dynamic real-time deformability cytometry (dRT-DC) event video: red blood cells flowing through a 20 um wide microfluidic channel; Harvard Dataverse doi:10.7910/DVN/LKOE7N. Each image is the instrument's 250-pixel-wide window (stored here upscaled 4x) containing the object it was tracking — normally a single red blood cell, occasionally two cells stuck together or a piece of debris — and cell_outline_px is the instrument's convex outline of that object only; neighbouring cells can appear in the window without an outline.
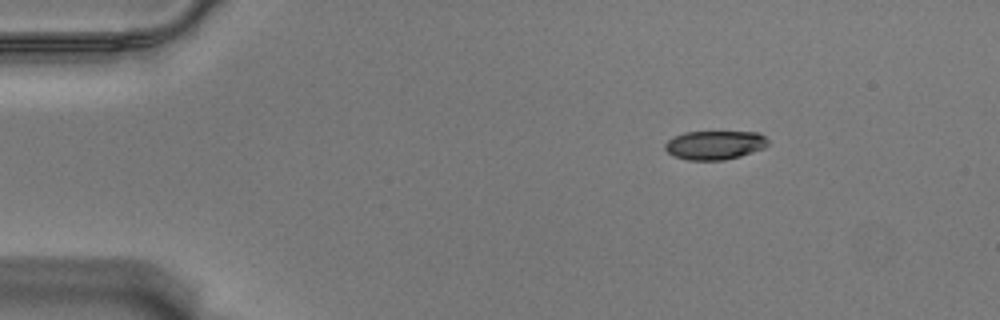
{"species": "Egyptian fruit bat (a non-hibernating species)", "species_latin": "Rousettus aegyptiacus", "temperature_condition": "warm", "stored_images_in_passage": 50, "camera_frame_rate_fps": 3000, "um_per_image_px": 0.085, "animal": {"sex": "male"}, "frame": {"image": 1, "passage_image": 1, "time_ms": 0.0, "image_size_px": [1000, 320], "cell_outline_px": [[768, 144], [764, 148], [740, 156], [724, 160], [688, 160], [676, 156], [668, 152], [664, 148], [664, 144], [668, 140], [684, 132], [760, 132], [768, 140]], "centroid_in_image_um": [60.77, 12.32], "position_along_channel_um": 24.2, "area_um2": 17.22}}
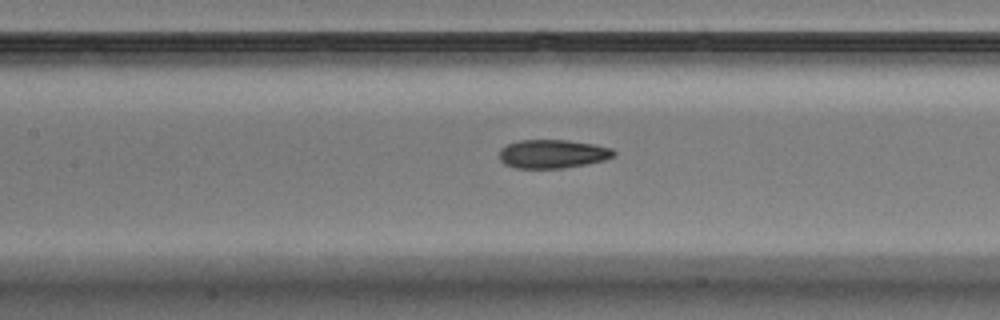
{"frame": {"image": 2, "passage_image": 19, "time_ms": 6.0, "image_size_px": [1000, 320], "cell_outline_px": [[616, 152], [612, 156], [604, 160], [564, 168], [516, 168], [504, 164], [500, 160], [500, 148], [508, 144], [520, 140], [568, 140], [592, 144], [612, 148]], "centroid_in_image_um": [46.94, 13.08], "position_along_channel_um": 160.5, "area_um2": 18.96}}
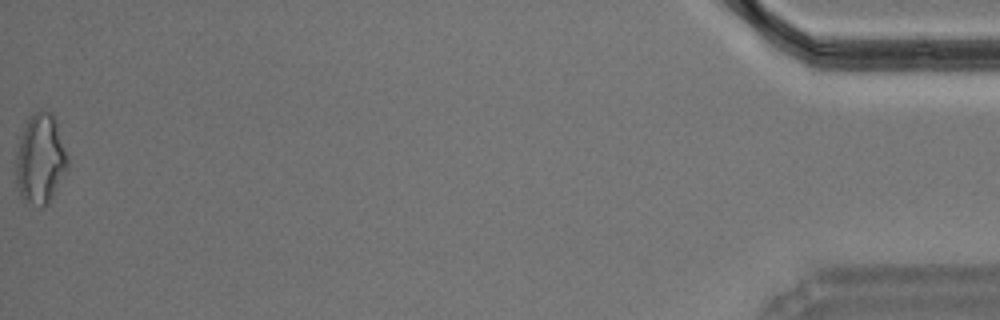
{"frame": {"image": 3, "passage_image": 50, "time_ms": 16.333, "image_size_px": [1000, 320], "cell_outline_px": [[68, 168], [52, 200], [48, 204], [40, 208], [24, 204], [20, 196], [16, 184], [16, 148], [20, 136], [28, 120], [40, 108], [44, 108], [52, 112], [56, 120], [68, 156]], "centroid_in_image_um": [3.43, 13.57], "position_along_channel_um": 431.8, "area_um2": 27.92}, "authors_computed_cell_mechanics": {"area_um2": 19.5075, "velocity_mm_per_s": 3.5473, "shape_relaxation_time_tau1_ms": 9.9717, "shape_relaxation_time_tau2_ms": 2.0487, "deformation_change_tau1": 0.2237, "deformation_change_tau2": 0.091}}